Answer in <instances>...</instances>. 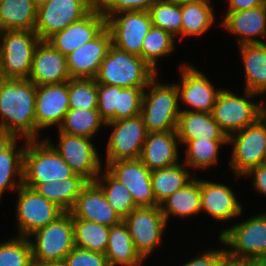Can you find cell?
<instances>
[{
	"instance_id": "1",
	"label": "cell",
	"mask_w": 266,
	"mask_h": 266,
	"mask_svg": "<svg viewBox=\"0 0 266 266\" xmlns=\"http://www.w3.org/2000/svg\"><path fill=\"white\" fill-rule=\"evenodd\" d=\"M36 85L28 79L0 78V132L3 137L37 140Z\"/></svg>"
},
{
	"instance_id": "2",
	"label": "cell",
	"mask_w": 266,
	"mask_h": 266,
	"mask_svg": "<svg viewBox=\"0 0 266 266\" xmlns=\"http://www.w3.org/2000/svg\"><path fill=\"white\" fill-rule=\"evenodd\" d=\"M160 77L157 74L143 93L139 115L148 132L176 130L181 112L175 80L164 83Z\"/></svg>"
},
{
	"instance_id": "3",
	"label": "cell",
	"mask_w": 266,
	"mask_h": 266,
	"mask_svg": "<svg viewBox=\"0 0 266 266\" xmlns=\"http://www.w3.org/2000/svg\"><path fill=\"white\" fill-rule=\"evenodd\" d=\"M157 74L140 56L111 45L94 79L97 84L146 88Z\"/></svg>"
},
{
	"instance_id": "4",
	"label": "cell",
	"mask_w": 266,
	"mask_h": 266,
	"mask_svg": "<svg viewBox=\"0 0 266 266\" xmlns=\"http://www.w3.org/2000/svg\"><path fill=\"white\" fill-rule=\"evenodd\" d=\"M243 212L237 219L239 222H231V226L218 232L226 255L230 258H266V210L242 219L245 210Z\"/></svg>"
},
{
	"instance_id": "5",
	"label": "cell",
	"mask_w": 266,
	"mask_h": 266,
	"mask_svg": "<svg viewBox=\"0 0 266 266\" xmlns=\"http://www.w3.org/2000/svg\"><path fill=\"white\" fill-rule=\"evenodd\" d=\"M75 175L71 167L45 140H27L23 156V184L35 189L39 184L66 180Z\"/></svg>"
},
{
	"instance_id": "6",
	"label": "cell",
	"mask_w": 266,
	"mask_h": 266,
	"mask_svg": "<svg viewBox=\"0 0 266 266\" xmlns=\"http://www.w3.org/2000/svg\"><path fill=\"white\" fill-rule=\"evenodd\" d=\"M231 90L222 88L219 91L211 111L212 117L227 137L261 117L259 94L244 89L241 95Z\"/></svg>"
},
{
	"instance_id": "7",
	"label": "cell",
	"mask_w": 266,
	"mask_h": 266,
	"mask_svg": "<svg viewBox=\"0 0 266 266\" xmlns=\"http://www.w3.org/2000/svg\"><path fill=\"white\" fill-rule=\"evenodd\" d=\"M227 145L231 149L228 166L235 181L251 169L266 162V120L259 118L244 129L228 136Z\"/></svg>"
},
{
	"instance_id": "8",
	"label": "cell",
	"mask_w": 266,
	"mask_h": 266,
	"mask_svg": "<svg viewBox=\"0 0 266 266\" xmlns=\"http://www.w3.org/2000/svg\"><path fill=\"white\" fill-rule=\"evenodd\" d=\"M27 238L34 266L64 261L75 247L72 215L64 212L54 222L36 230Z\"/></svg>"
},
{
	"instance_id": "9",
	"label": "cell",
	"mask_w": 266,
	"mask_h": 266,
	"mask_svg": "<svg viewBox=\"0 0 266 266\" xmlns=\"http://www.w3.org/2000/svg\"><path fill=\"white\" fill-rule=\"evenodd\" d=\"M40 38L34 31L3 30L0 41V78L28 79Z\"/></svg>"
},
{
	"instance_id": "10",
	"label": "cell",
	"mask_w": 266,
	"mask_h": 266,
	"mask_svg": "<svg viewBox=\"0 0 266 266\" xmlns=\"http://www.w3.org/2000/svg\"><path fill=\"white\" fill-rule=\"evenodd\" d=\"M57 130V142L51 139L52 136L47 135L43 138L57 151L76 175L82 176L88 182H94L104 167L102 154L96 148L95 139Z\"/></svg>"
},
{
	"instance_id": "11",
	"label": "cell",
	"mask_w": 266,
	"mask_h": 266,
	"mask_svg": "<svg viewBox=\"0 0 266 266\" xmlns=\"http://www.w3.org/2000/svg\"><path fill=\"white\" fill-rule=\"evenodd\" d=\"M14 194L16 196L14 223L17 228L15 236L27 238L36 230L54 222L64 213L35 189L24 184Z\"/></svg>"
},
{
	"instance_id": "12",
	"label": "cell",
	"mask_w": 266,
	"mask_h": 266,
	"mask_svg": "<svg viewBox=\"0 0 266 266\" xmlns=\"http://www.w3.org/2000/svg\"><path fill=\"white\" fill-rule=\"evenodd\" d=\"M110 127V128H109ZM111 133L108 135L103 166L110 162L139 159L143 144L148 135L147 128L140 115L113 122H106ZM104 161V162H103Z\"/></svg>"
},
{
	"instance_id": "13",
	"label": "cell",
	"mask_w": 266,
	"mask_h": 266,
	"mask_svg": "<svg viewBox=\"0 0 266 266\" xmlns=\"http://www.w3.org/2000/svg\"><path fill=\"white\" fill-rule=\"evenodd\" d=\"M179 65L180 76L178 79L180 80L175 84L179 106L184 105L183 108L180 107V110L211 113L222 86L217 88V85L213 84V81L192 62L186 61Z\"/></svg>"
},
{
	"instance_id": "14",
	"label": "cell",
	"mask_w": 266,
	"mask_h": 266,
	"mask_svg": "<svg viewBox=\"0 0 266 266\" xmlns=\"http://www.w3.org/2000/svg\"><path fill=\"white\" fill-rule=\"evenodd\" d=\"M123 222L127 225L134 246L140 256L148 263L151 255L162 246L168 223L159 206L137 207ZM149 257V258H148Z\"/></svg>"
},
{
	"instance_id": "15",
	"label": "cell",
	"mask_w": 266,
	"mask_h": 266,
	"mask_svg": "<svg viewBox=\"0 0 266 266\" xmlns=\"http://www.w3.org/2000/svg\"><path fill=\"white\" fill-rule=\"evenodd\" d=\"M96 0H48L37 9L34 32L41 41L87 16Z\"/></svg>"
},
{
	"instance_id": "16",
	"label": "cell",
	"mask_w": 266,
	"mask_h": 266,
	"mask_svg": "<svg viewBox=\"0 0 266 266\" xmlns=\"http://www.w3.org/2000/svg\"><path fill=\"white\" fill-rule=\"evenodd\" d=\"M112 45L141 57L143 39L152 27L149 11H130L112 14L106 19Z\"/></svg>"
},
{
	"instance_id": "17",
	"label": "cell",
	"mask_w": 266,
	"mask_h": 266,
	"mask_svg": "<svg viewBox=\"0 0 266 266\" xmlns=\"http://www.w3.org/2000/svg\"><path fill=\"white\" fill-rule=\"evenodd\" d=\"M201 213H205L216 222L226 223L240 218L244 204L239 201L228 183L200 178Z\"/></svg>"
},
{
	"instance_id": "18",
	"label": "cell",
	"mask_w": 266,
	"mask_h": 266,
	"mask_svg": "<svg viewBox=\"0 0 266 266\" xmlns=\"http://www.w3.org/2000/svg\"><path fill=\"white\" fill-rule=\"evenodd\" d=\"M68 110V81L36 86L35 124L37 140L43 139L41 136L43 130L53 129V126L58 129Z\"/></svg>"
},
{
	"instance_id": "19",
	"label": "cell",
	"mask_w": 266,
	"mask_h": 266,
	"mask_svg": "<svg viewBox=\"0 0 266 266\" xmlns=\"http://www.w3.org/2000/svg\"><path fill=\"white\" fill-rule=\"evenodd\" d=\"M220 17L218 26L237 39L233 38L237 46L266 43V5L242 11H225Z\"/></svg>"
},
{
	"instance_id": "20",
	"label": "cell",
	"mask_w": 266,
	"mask_h": 266,
	"mask_svg": "<svg viewBox=\"0 0 266 266\" xmlns=\"http://www.w3.org/2000/svg\"><path fill=\"white\" fill-rule=\"evenodd\" d=\"M105 168L127 187L136 207L159 206L153 195L151 171L140 159L110 162Z\"/></svg>"
},
{
	"instance_id": "21",
	"label": "cell",
	"mask_w": 266,
	"mask_h": 266,
	"mask_svg": "<svg viewBox=\"0 0 266 266\" xmlns=\"http://www.w3.org/2000/svg\"><path fill=\"white\" fill-rule=\"evenodd\" d=\"M106 28V17L95 7L87 16L53 34L46 41L67 56L81 45L93 40Z\"/></svg>"
},
{
	"instance_id": "22",
	"label": "cell",
	"mask_w": 266,
	"mask_h": 266,
	"mask_svg": "<svg viewBox=\"0 0 266 266\" xmlns=\"http://www.w3.org/2000/svg\"><path fill=\"white\" fill-rule=\"evenodd\" d=\"M111 45L112 36L106 27L93 40L67 55L70 77L94 79Z\"/></svg>"
},
{
	"instance_id": "23",
	"label": "cell",
	"mask_w": 266,
	"mask_h": 266,
	"mask_svg": "<svg viewBox=\"0 0 266 266\" xmlns=\"http://www.w3.org/2000/svg\"><path fill=\"white\" fill-rule=\"evenodd\" d=\"M71 79L67 56L54 49L47 41L36 46L28 80L36 86L58 84Z\"/></svg>"
},
{
	"instance_id": "24",
	"label": "cell",
	"mask_w": 266,
	"mask_h": 266,
	"mask_svg": "<svg viewBox=\"0 0 266 266\" xmlns=\"http://www.w3.org/2000/svg\"><path fill=\"white\" fill-rule=\"evenodd\" d=\"M69 213L72 219H83L108 227L118 225L123 221L95 182H88L82 189Z\"/></svg>"
},
{
	"instance_id": "25",
	"label": "cell",
	"mask_w": 266,
	"mask_h": 266,
	"mask_svg": "<svg viewBox=\"0 0 266 266\" xmlns=\"http://www.w3.org/2000/svg\"><path fill=\"white\" fill-rule=\"evenodd\" d=\"M180 142L176 130L148 132L140 160L150 170H157L181 162Z\"/></svg>"
},
{
	"instance_id": "26",
	"label": "cell",
	"mask_w": 266,
	"mask_h": 266,
	"mask_svg": "<svg viewBox=\"0 0 266 266\" xmlns=\"http://www.w3.org/2000/svg\"><path fill=\"white\" fill-rule=\"evenodd\" d=\"M26 144L27 140L23 138L3 137L0 140V201L7 191L15 193L23 184Z\"/></svg>"
},
{
	"instance_id": "27",
	"label": "cell",
	"mask_w": 266,
	"mask_h": 266,
	"mask_svg": "<svg viewBox=\"0 0 266 266\" xmlns=\"http://www.w3.org/2000/svg\"><path fill=\"white\" fill-rule=\"evenodd\" d=\"M169 225L172 218L188 220L201 214L200 177H195L183 188L175 191L159 204Z\"/></svg>"
},
{
	"instance_id": "28",
	"label": "cell",
	"mask_w": 266,
	"mask_h": 266,
	"mask_svg": "<svg viewBox=\"0 0 266 266\" xmlns=\"http://www.w3.org/2000/svg\"><path fill=\"white\" fill-rule=\"evenodd\" d=\"M213 4L212 0H193L180 3L182 13L181 42L185 38L188 40L192 37L201 38L210 32V29L218 21L217 10Z\"/></svg>"
},
{
	"instance_id": "29",
	"label": "cell",
	"mask_w": 266,
	"mask_h": 266,
	"mask_svg": "<svg viewBox=\"0 0 266 266\" xmlns=\"http://www.w3.org/2000/svg\"><path fill=\"white\" fill-rule=\"evenodd\" d=\"M176 131L179 141L228 140L211 113L181 111Z\"/></svg>"
},
{
	"instance_id": "30",
	"label": "cell",
	"mask_w": 266,
	"mask_h": 266,
	"mask_svg": "<svg viewBox=\"0 0 266 266\" xmlns=\"http://www.w3.org/2000/svg\"><path fill=\"white\" fill-rule=\"evenodd\" d=\"M238 49L245 74L243 89L261 95L266 90V43L243 44Z\"/></svg>"
},
{
	"instance_id": "31",
	"label": "cell",
	"mask_w": 266,
	"mask_h": 266,
	"mask_svg": "<svg viewBox=\"0 0 266 266\" xmlns=\"http://www.w3.org/2000/svg\"><path fill=\"white\" fill-rule=\"evenodd\" d=\"M105 256L108 266H143L146 262L137 252L123 221L110 227Z\"/></svg>"
},
{
	"instance_id": "32",
	"label": "cell",
	"mask_w": 266,
	"mask_h": 266,
	"mask_svg": "<svg viewBox=\"0 0 266 266\" xmlns=\"http://www.w3.org/2000/svg\"><path fill=\"white\" fill-rule=\"evenodd\" d=\"M228 140H191L179 141L184 150L182 162L191 169L192 172L197 171H210L213 167L217 166L220 162L219 154L222 147L227 145ZM211 167V168H210ZM208 169V170H207ZM194 170V171H193Z\"/></svg>"
},
{
	"instance_id": "33",
	"label": "cell",
	"mask_w": 266,
	"mask_h": 266,
	"mask_svg": "<svg viewBox=\"0 0 266 266\" xmlns=\"http://www.w3.org/2000/svg\"><path fill=\"white\" fill-rule=\"evenodd\" d=\"M195 174L181 161L176 165L151 171V183L155 200L163 202L175 191L189 183Z\"/></svg>"
},
{
	"instance_id": "34",
	"label": "cell",
	"mask_w": 266,
	"mask_h": 266,
	"mask_svg": "<svg viewBox=\"0 0 266 266\" xmlns=\"http://www.w3.org/2000/svg\"><path fill=\"white\" fill-rule=\"evenodd\" d=\"M88 181L82 176L74 175L66 180H57L39 184L35 190L47 200L54 203L63 212H70L77 197Z\"/></svg>"
},
{
	"instance_id": "35",
	"label": "cell",
	"mask_w": 266,
	"mask_h": 266,
	"mask_svg": "<svg viewBox=\"0 0 266 266\" xmlns=\"http://www.w3.org/2000/svg\"><path fill=\"white\" fill-rule=\"evenodd\" d=\"M37 8L32 0H5L0 2V25L3 30L34 31Z\"/></svg>"
},
{
	"instance_id": "36",
	"label": "cell",
	"mask_w": 266,
	"mask_h": 266,
	"mask_svg": "<svg viewBox=\"0 0 266 266\" xmlns=\"http://www.w3.org/2000/svg\"><path fill=\"white\" fill-rule=\"evenodd\" d=\"M175 44H178L177 40L169 32L152 26L143 39L141 58L159 74L158 64L162 58H168L175 53L178 49Z\"/></svg>"
},
{
	"instance_id": "37",
	"label": "cell",
	"mask_w": 266,
	"mask_h": 266,
	"mask_svg": "<svg viewBox=\"0 0 266 266\" xmlns=\"http://www.w3.org/2000/svg\"><path fill=\"white\" fill-rule=\"evenodd\" d=\"M106 127L97 109H69L58 128L61 132L95 139Z\"/></svg>"
},
{
	"instance_id": "38",
	"label": "cell",
	"mask_w": 266,
	"mask_h": 266,
	"mask_svg": "<svg viewBox=\"0 0 266 266\" xmlns=\"http://www.w3.org/2000/svg\"><path fill=\"white\" fill-rule=\"evenodd\" d=\"M94 182L101 188L107 201L122 220L137 208L127 187L118 181L105 167Z\"/></svg>"
},
{
	"instance_id": "39",
	"label": "cell",
	"mask_w": 266,
	"mask_h": 266,
	"mask_svg": "<svg viewBox=\"0 0 266 266\" xmlns=\"http://www.w3.org/2000/svg\"><path fill=\"white\" fill-rule=\"evenodd\" d=\"M110 227L83 219H73L74 245L105 254Z\"/></svg>"
},
{
	"instance_id": "40",
	"label": "cell",
	"mask_w": 266,
	"mask_h": 266,
	"mask_svg": "<svg viewBox=\"0 0 266 266\" xmlns=\"http://www.w3.org/2000/svg\"><path fill=\"white\" fill-rule=\"evenodd\" d=\"M152 26L169 32L181 43L182 13L180 3L157 0L150 8Z\"/></svg>"
},
{
	"instance_id": "41",
	"label": "cell",
	"mask_w": 266,
	"mask_h": 266,
	"mask_svg": "<svg viewBox=\"0 0 266 266\" xmlns=\"http://www.w3.org/2000/svg\"><path fill=\"white\" fill-rule=\"evenodd\" d=\"M0 266H34L28 238L14 235L1 240Z\"/></svg>"
},
{
	"instance_id": "42",
	"label": "cell",
	"mask_w": 266,
	"mask_h": 266,
	"mask_svg": "<svg viewBox=\"0 0 266 266\" xmlns=\"http://www.w3.org/2000/svg\"><path fill=\"white\" fill-rule=\"evenodd\" d=\"M69 109H97L95 79L71 78L68 81Z\"/></svg>"
},
{
	"instance_id": "43",
	"label": "cell",
	"mask_w": 266,
	"mask_h": 266,
	"mask_svg": "<svg viewBox=\"0 0 266 266\" xmlns=\"http://www.w3.org/2000/svg\"><path fill=\"white\" fill-rule=\"evenodd\" d=\"M120 87L97 84V110L105 122L115 121V110H119Z\"/></svg>"
},
{
	"instance_id": "44",
	"label": "cell",
	"mask_w": 266,
	"mask_h": 266,
	"mask_svg": "<svg viewBox=\"0 0 266 266\" xmlns=\"http://www.w3.org/2000/svg\"><path fill=\"white\" fill-rule=\"evenodd\" d=\"M144 90L145 88L120 87L119 110H115V121L140 114Z\"/></svg>"
},
{
	"instance_id": "45",
	"label": "cell",
	"mask_w": 266,
	"mask_h": 266,
	"mask_svg": "<svg viewBox=\"0 0 266 266\" xmlns=\"http://www.w3.org/2000/svg\"><path fill=\"white\" fill-rule=\"evenodd\" d=\"M157 0H96V8L106 17L119 12L149 11Z\"/></svg>"
},
{
	"instance_id": "46",
	"label": "cell",
	"mask_w": 266,
	"mask_h": 266,
	"mask_svg": "<svg viewBox=\"0 0 266 266\" xmlns=\"http://www.w3.org/2000/svg\"><path fill=\"white\" fill-rule=\"evenodd\" d=\"M67 266H108L107 258L103 253H96L75 246L66 256Z\"/></svg>"
},
{
	"instance_id": "47",
	"label": "cell",
	"mask_w": 266,
	"mask_h": 266,
	"mask_svg": "<svg viewBox=\"0 0 266 266\" xmlns=\"http://www.w3.org/2000/svg\"><path fill=\"white\" fill-rule=\"evenodd\" d=\"M218 242L222 247H213L202 249V252H197L196 255L187 259V262L182 263L180 266H218L219 263L227 256L223 242L218 238Z\"/></svg>"
},
{
	"instance_id": "48",
	"label": "cell",
	"mask_w": 266,
	"mask_h": 266,
	"mask_svg": "<svg viewBox=\"0 0 266 266\" xmlns=\"http://www.w3.org/2000/svg\"><path fill=\"white\" fill-rule=\"evenodd\" d=\"M252 179L253 191L259 194L262 198H266V162H263L256 168L251 169L247 174H245L242 179L243 181Z\"/></svg>"
},
{
	"instance_id": "49",
	"label": "cell",
	"mask_w": 266,
	"mask_h": 266,
	"mask_svg": "<svg viewBox=\"0 0 266 266\" xmlns=\"http://www.w3.org/2000/svg\"><path fill=\"white\" fill-rule=\"evenodd\" d=\"M227 7L225 11H242L265 5L264 0H224Z\"/></svg>"
},
{
	"instance_id": "50",
	"label": "cell",
	"mask_w": 266,
	"mask_h": 266,
	"mask_svg": "<svg viewBox=\"0 0 266 266\" xmlns=\"http://www.w3.org/2000/svg\"><path fill=\"white\" fill-rule=\"evenodd\" d=\"M237 266H266V258H237Z\"/></svg>"
},
{
	"instance_id": "51",
	"label": "cell",
	"mask_w": 266,
	"mask_h": 266,
	"mask_svg": "<svg viewBox=\"0 0 266 266\" xmlns=\"http://www.w3.org/2000/svg\"><path fill=\"white\" fill-rule=\"evenodd\" d=\"M260 108H261V118L266 120V90L260 95Z\"/></svg>"
},
{
	"instance_id": "52",
	"label": "cell",
	"mask_w": 266,
	"mask_h": 266,
	"mask_svg": "<svg viewBox=\"0 0 266 266\" xmlns=\"http://www.w3.org/2000/svg\"><path fill=\"white\" fill-rule=\"evenodd\" d=\"M218 266H237V258L225 257Z\"/></svg>"
},
{
	"instance_id": "53",
	"label": "cell",
	"mask_w": 266,
	"mask_h": 266,
	"mask_svg": "<svg viewBox=\"0 0 266 266\" xmlns=\"http://www.w3.org/2000/svg\"><path fill=\"white\" fill-rule=\"evenodd\" d=\"M48 0H32L34 6L38 9L43 6Z\"/></svg>"
},
{
	"instance_id": "54",
	"label": "cell",
	"mask_w": 266,
	"mask_h": 266,
	"mask_svg": "<svg viewBox=\"0 0 266 266\" xmlns=\"http://www.w3.org/2000/svg\"><path fill=\"white\" fill-rule=\"evenodd\" d=\"M42 266H67L64 261L62 262H49L46 264H43Z\"/></svg>"
},
{
	"instance_id": "55",
	"label": "cell",
	"mask_w": 266,
	"mask_h": 266,
	"mask_svg": "<svg viewBox=\"0 0 266 266\" xmlns=\"http://www.w3.org/2000/svg\"><path fill=\"white\" fill-rule=\"evenodd\" d=\"M171 1H174L176 3H183V2L193 1V0H171Z\"/></svg>"
},
{
	"instance_id": "56",
	"label": "cell",
	"mask_w": 266,
	"mask_h": 266,
	"mask_svg": "<svg viewBox=\"0 0 266 266\" xmlns=\"http://www.w3.org/2000/svg\"><path fill=\"white\" fill-rule=\"evenodd\" d=\"M2 33H3V29H2V27L0 25V41H1Z\"/></svg>"
}]
</instances>
